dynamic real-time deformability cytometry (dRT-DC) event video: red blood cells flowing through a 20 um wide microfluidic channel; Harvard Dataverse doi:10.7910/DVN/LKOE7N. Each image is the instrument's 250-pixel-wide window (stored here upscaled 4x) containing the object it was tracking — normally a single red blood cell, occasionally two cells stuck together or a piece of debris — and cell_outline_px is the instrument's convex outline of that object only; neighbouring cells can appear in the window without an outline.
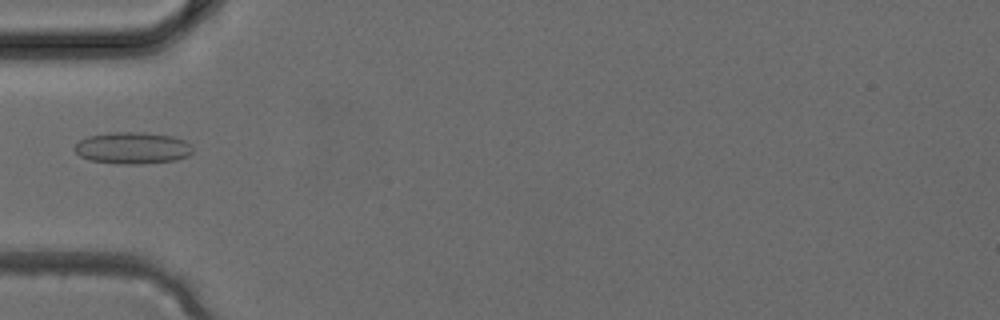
{"species": "common noctule bat (a hibernating species)", "species_latin": "Nyctalus noctula", "temperature_condition": "cold", "stored_images_in_passage": 2, "camera_frame_rate_fps": 3000, "um_per_image_px": 0.085, "animal": {"sex": "female", "body_mass_g": 24.6, "forearm_length_mm": 56.2}, "frame": {"image": 1, "passage_image": 2, "time_ms": 0.333, "image_size_px": [1000, 320], "cell_outline_px": [[192, 152], [188, 156], [176, 160], [140, 164], [116, 164], [88, 160], [80, 156], [72, 148], [80, 140], [88, 136], [108, 132], [140, 132], [172, 136], [184, 140], [192, 144]], "centroid_in_image_um": [11.25, 12.58], "position_along_channel_um": 73.8, "area_um2": 22.08}}